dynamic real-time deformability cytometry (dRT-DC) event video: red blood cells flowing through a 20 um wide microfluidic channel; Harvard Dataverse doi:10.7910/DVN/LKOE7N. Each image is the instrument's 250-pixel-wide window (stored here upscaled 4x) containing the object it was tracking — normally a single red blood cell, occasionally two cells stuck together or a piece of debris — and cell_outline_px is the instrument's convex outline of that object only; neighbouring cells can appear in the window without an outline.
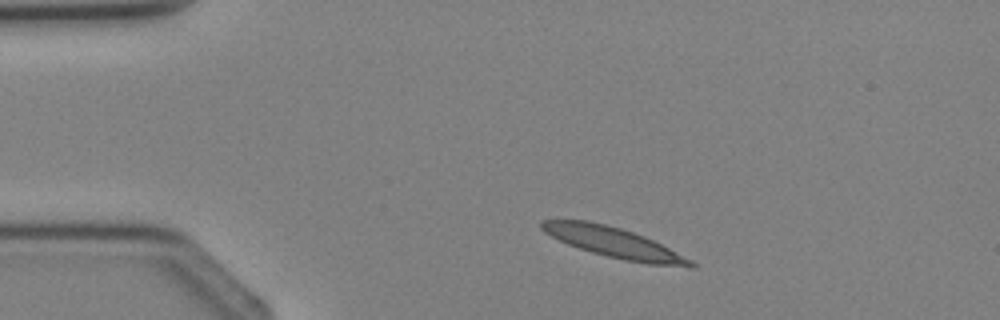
{"species": "Egyptian fruit bat (a non-hibernating species)", "species_latin": "Rousettus aegyptiacus", "temperature_condition": "cold", "stored_images_in_passage": 2, "camera_frame_rate_fps": 3000, "um_per_image_px": 0.085, "animal": {"sex": "female"}, "frame": {"image": 1, "passage_image": 1, "time_ms": 0.0, "image_size_px": [1000, 320], "cell_outline_px": [[696, 268], [688, 268], [648, 264], [624, 260], [592, 252], [568, 244], [544, 232], [540, 228], [540, 220], [588, 220], [620, 228], [644, 236], [692, 260], [696, 264]], "centroid_in_image_um": [52.2, 20.63], "position_along_channel_um": 32.8, "area_um2": 26.01}}